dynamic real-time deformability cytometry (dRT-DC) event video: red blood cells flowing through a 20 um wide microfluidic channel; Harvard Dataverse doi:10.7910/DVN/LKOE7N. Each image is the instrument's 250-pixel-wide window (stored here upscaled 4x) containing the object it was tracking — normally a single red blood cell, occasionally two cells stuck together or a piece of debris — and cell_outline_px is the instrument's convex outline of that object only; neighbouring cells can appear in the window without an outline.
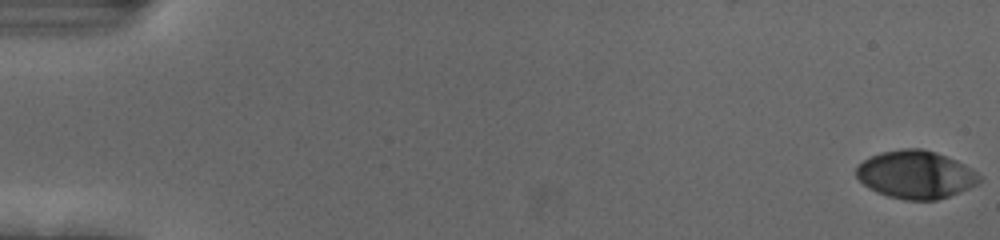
{"species": "human", "species_latin": "Homo sapiens", "temperature_condition": "cold", "stored_images_in_passage": 56, "camera_frame_rate_fps": 3000, "um_per_image_px": 0.085, "donor": {"sex": "female"}, "frame": {"image": 1, "passage_image": 1, "time_ms": 0.0, "image_size_px": [1000, 240], "cell_outline_px": [[980, 180], [976, 184], [960, 192], [936, 200], [904, 200], [888, 196], [876, 192], [868, 188], [856, 176], [856, 168], [864, 160], [872, 156], [884, 152], [904, 148], [920, 148], [936, 152], [956, 160], [964, 164], [976, 172], [980, 176]], "centroid_in_image_um": [77.83, 14.85], "position_along_channel_um": 7.2, "area_um2": 34.1}}
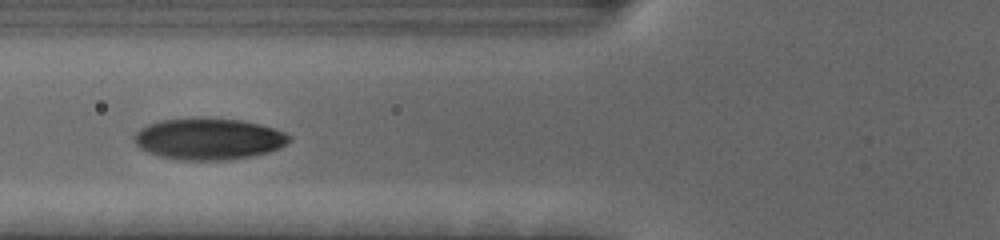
{"frame": {"image": 2, "passage_image": 23, "time_ms": 7.333, "image_size_px": [1000, 240], "cell_outline_px": [[292, 140], [280, 148], [268, 152], [228, 160], [180, 160], [160, 156], [148, 152], [140, 148], [132, 140], [132, 136], [140, 128], [148, 124], [160, 120], [192, 116], [240, 120], [276, 128], [292, 136]], "centroid_in_image_um": [17.71, 11.78], "position_along_channel_um": 108.1, "area_um2": 38.03}}
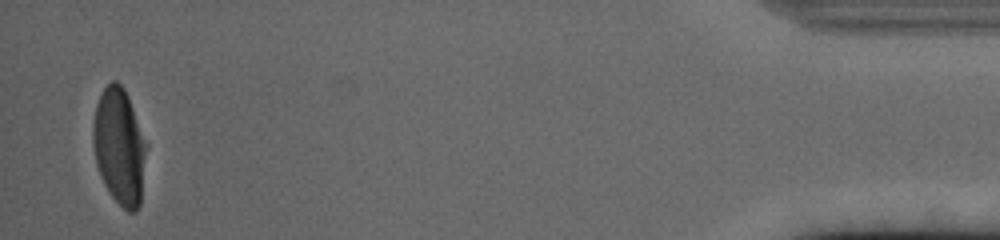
{"frame": {"image": 3, "passage_image": 55, "time_ms": 18.0, "image_size_px": [1000, 240], "cell_outline_px": [[148, 144], [140, 204], [136, 212], [128, 212], [108, 192], [100, 176], [96, 164], [92, 140], [92, 124], [96, 104], [104, 88], [112, 80], [116, 80], [124, 88], [128, 96]], "centroid_in_image_um": [10.15, 12.45], "position_along_channel_um": 425.0, "area_um2": 36.59}, "authors_computed_cell_mechanics": {"area_um2": 36.2984, "velocity_mm_per_s": 3.6977, "shape_relaxation_time_tau1_ms": 3.5584, "shape_relaxation_time_tau2_ms": null, "deformation_change_tau1": 0.1934, "deformation_change_tau2": null}}